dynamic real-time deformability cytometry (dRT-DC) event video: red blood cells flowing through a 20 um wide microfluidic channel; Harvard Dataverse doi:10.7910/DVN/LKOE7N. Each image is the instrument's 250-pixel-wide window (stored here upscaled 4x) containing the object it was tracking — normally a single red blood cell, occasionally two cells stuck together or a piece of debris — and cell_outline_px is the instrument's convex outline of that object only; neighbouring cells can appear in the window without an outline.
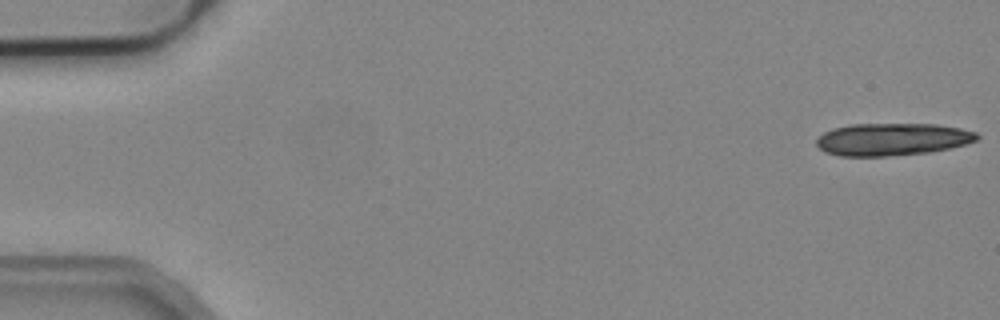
{"species": "common noctule bat (a hibernating species)", "species_latin": "Nyctalus noctula", "temperature_condition": "cold", "stored_images_in_passage": 10, "camera_frame_rate_fps": 3000, "um_per_image_px": 0.085, "animal": {"sex": "male", "body_mass_g": 19.2, "forearm_length_mm": 51.8}, "frame": {"image": 1, "passage_image": 1, "time_ms": 0.0, "image_size_px": [1000, 320], "cell_outline_px": [[980, 136], [976, 140], [964, 144], [948, 148], [928, 152], [888, 156], [840, 156], [824, 152], [816, 144], [816, 140], [824, 132], [832, 128], [852, 124], [936, 124], [960, 128], [976, 132]], "centroid_in_image_um": [75.81, 11.84], "position_along_channel_um": 9.2, "area_um2": 30.23}}